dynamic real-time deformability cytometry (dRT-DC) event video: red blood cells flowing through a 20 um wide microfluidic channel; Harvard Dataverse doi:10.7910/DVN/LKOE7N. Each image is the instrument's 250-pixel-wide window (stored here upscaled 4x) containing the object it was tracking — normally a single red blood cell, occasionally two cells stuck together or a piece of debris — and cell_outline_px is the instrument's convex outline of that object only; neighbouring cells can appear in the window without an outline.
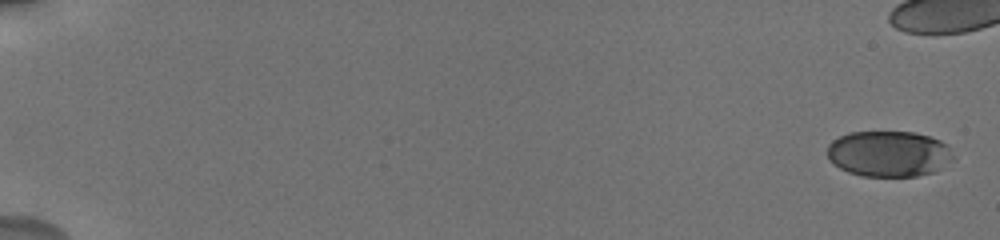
{"species": "human", "species_latin": "Homo sapiens", "temperature_condition": "cold", "stored_images_in_passage": 98, "camera_frame_rate_fps": 3000, "um_per_image_px": 0.085, "donor": {"sex": "male"}, "frame": {"image": 1, "passage_image": 1, "time_ms": 0.0, "image_size_px": [1000, 240], "cell_outline_px": [[948, 148], [940, 168], [932, 172], [916, 176], [860, 176], [848, 172], [832, 164], [828, 156], [828, 144], [832, 140], [848, 132], [912, 132], [928, 136], [940, 140], [948, 144]], "centroid_in_image_um": [75.4, 13.06], "position_along_channel_um": 9.6, "area_um2": 32.89}}
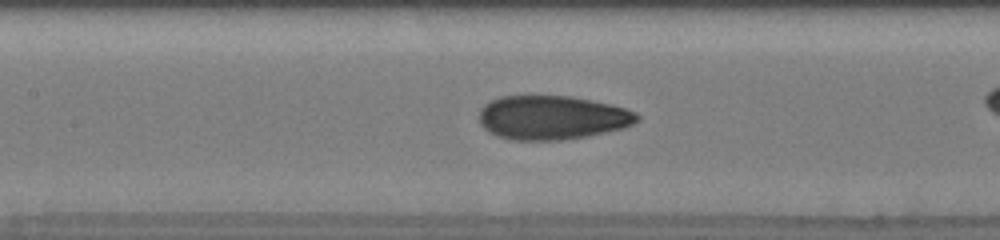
{"frame": {"image": 2, "passage_image": 50, "time_ms": 9.333, "image_size_px": [1000, 240], "cell_outline_px": [[640, 120], [624, 128], [588, 136], [564, 140], [508, 140], [496, 136], [488, 132], [480, 124], [480, 108], [484, 104], [500, 96], [572, 96], [612, 104], [636, 112], [640, 116]], "centroid_in_image_um": [46.93, 10.0], "position_along_channel_um": 160.5, "area_um2": 40.86}}
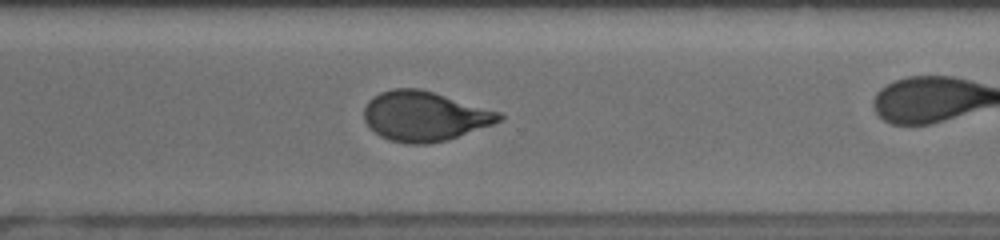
{"frame": {"image": 3, "passage_image": 87, "time_ms": 14.0, "image_size_px": [1000, 240], "cell_outline_px": [[504, 116], [500, 120], [492, 124], [448, 140], [428, 144], [408, 144], [388, 140], [380, 136], [364, 120], [364, 108], [368, 100], [372, 96], [380, 92], [392, 88], [420, 88], [500, 112]], "centroid_in_image_um": [36.05, 9.87], "position_along_channel_um": 334.6, "area_um2": 39.07}}